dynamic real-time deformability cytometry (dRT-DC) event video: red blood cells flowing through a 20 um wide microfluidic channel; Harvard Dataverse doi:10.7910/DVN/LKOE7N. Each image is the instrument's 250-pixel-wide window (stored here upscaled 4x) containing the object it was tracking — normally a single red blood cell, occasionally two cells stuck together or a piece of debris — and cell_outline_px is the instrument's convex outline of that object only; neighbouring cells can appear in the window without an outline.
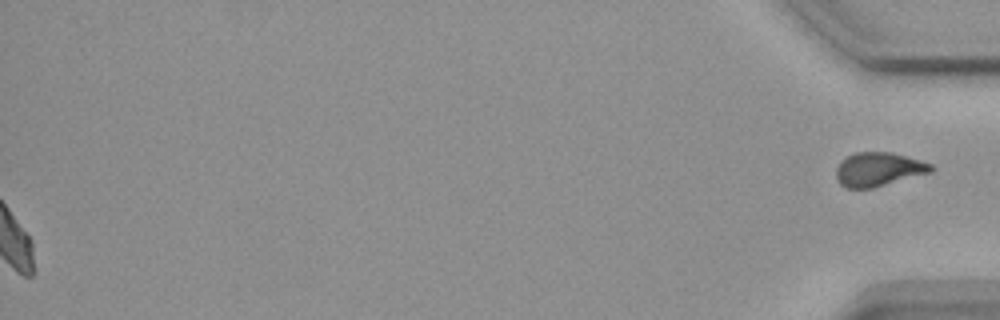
{"species": "common noctule bat (a hibernating species)", "species_latin": "Nyctalus noctula", "temperature_condition": "warm", "stored_images_in_passage": 42, "segment_of_instrument_passage": [2, 2], "camera_frame_rate_fps": 3000, "um_per_image_px": 0.085, "animal": {"sex": "female", "body_mass_g": 18.4}, "frame": {"image": 1, "passage_image": 42, "time_ms": 13.667, "image_size_px": [1000, 320], "cell_outline_px": [[936, 168], [932, 172], [872, 188], [848, 188], [840, 184], [836, 180], [836, 168], [848, 156], [856, 152], [892, 152], [920, 160], [932, 164]], "centroid_in_image_um": [74.7, 14.39], "position_along_channel_um": 360.5, "area_um2": 18.67}}